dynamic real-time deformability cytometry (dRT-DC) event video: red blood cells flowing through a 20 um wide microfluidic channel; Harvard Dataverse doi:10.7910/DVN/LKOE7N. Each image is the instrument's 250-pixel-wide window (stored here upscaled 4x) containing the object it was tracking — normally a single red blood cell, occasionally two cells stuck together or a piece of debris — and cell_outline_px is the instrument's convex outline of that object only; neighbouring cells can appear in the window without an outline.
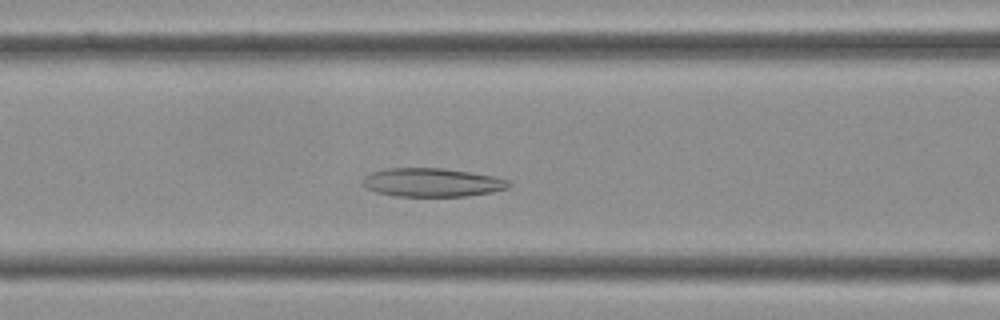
{"species": "Egyptian fruit bat (a non-hibernating species)", "species_latin": "Rousettus aegyptiacus", "temperature_condition": "cold", "stored_images_in_passage": 38, "camera_frame_rate_fps": 3000, "um_per_image_px": 0.085, "frame": {"image": 1, "passage_image": 13, "time_ms": 4.0, "image_size_px": [1000, 320], "cell_outline_px": [[512, 184], [508, 188], [492, 192], [468, 196], [396, 196], [376, 192], [368, 188], [360, 180], [364, 176], [372, 172], [384, 168], [444, 168], [496, 176], [508, 180]], "centroid_in_image_um": [36.74, 15.5], "position_along_channel_um": 129.9, "area_um2": 24.51}}
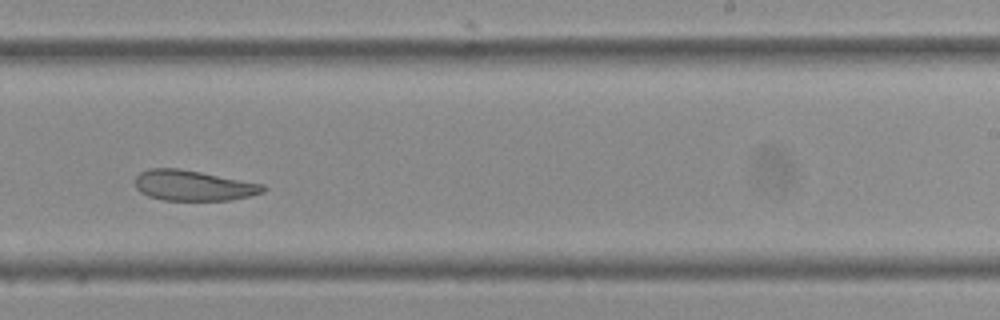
{"frame": {"image": 2, "passage_image": 22, "time_ms": 7.0, "image_size_px": [1000, 320], "cell_outline_px": [[268, 188], [264, 192], [232, 200], [164, 200], [148, 196], [140, 192], [136, 188], [136, 176], [140, 172], [148, 168], [180, 168], [264, 184]], "centroid_in_image_um": [16.44, 15.76], "position_along_channel_um": 272.6, "area_um2": 22.77}}
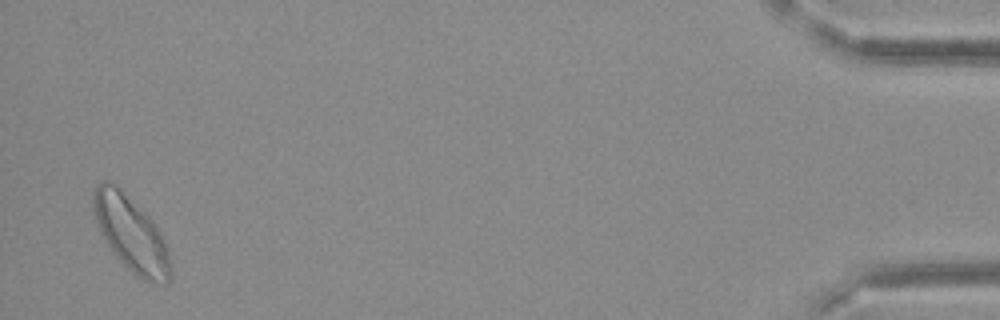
{"frame": {"image": 3, "passage_image": 37, "time_ms": 12.0, "image_size_px": [1000, 320], "cell_outline_px": [[172, 280], [168, 284], [148, 284], [132, 272], [120, 260], [108, 244], [100, 232], [92, 212], [92, 192], [104, 180], [108, 180], [116, 184], [152, 220], [168, 252], [172, 268]], "centroid_in_image_um": [11.14, 19.91], "position_along_channel_um": 424.1, "area_um2": 33.64}}